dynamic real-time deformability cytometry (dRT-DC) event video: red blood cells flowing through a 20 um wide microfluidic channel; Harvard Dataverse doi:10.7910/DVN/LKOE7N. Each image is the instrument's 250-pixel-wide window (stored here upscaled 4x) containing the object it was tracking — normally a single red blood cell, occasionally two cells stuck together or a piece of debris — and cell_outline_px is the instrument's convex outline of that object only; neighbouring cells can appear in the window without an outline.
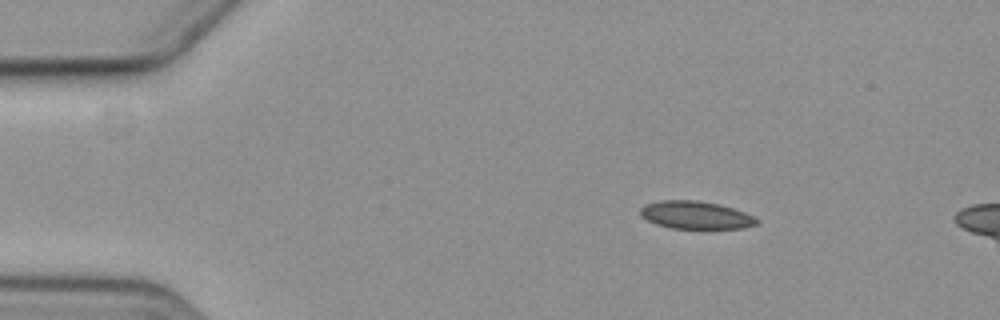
{"species": "common noctule bat (a hibernating species)", "species_latin": "Nyctalus noctula", "temperature_condition": "cold", "stored_images_in_passage": 4, "camera_frame_rate_fps": 3000, "um_per_image_px": 0.085, "animal": {"sex": "female", "body_mass_g": 19.3, "forearm_length_mm": 54.1}, "frame": {"image": 1, "passage_image": 2, "time_ms": 1.333, "image_size_px": [1000, 320], "cell_outline_px": [[760, 224], [744, 228], [708, 232], [668, 228], [656, 224], [640, 216], [640, 208], [644, 204], [660, 200], [696, 200], [716, 204], [732, 208], [744, 212], [760, 220]], "centroid_in_image_um": [59.17, 18.35], "position_along_channel_um": 25.8, "area_um2": 19.94}}